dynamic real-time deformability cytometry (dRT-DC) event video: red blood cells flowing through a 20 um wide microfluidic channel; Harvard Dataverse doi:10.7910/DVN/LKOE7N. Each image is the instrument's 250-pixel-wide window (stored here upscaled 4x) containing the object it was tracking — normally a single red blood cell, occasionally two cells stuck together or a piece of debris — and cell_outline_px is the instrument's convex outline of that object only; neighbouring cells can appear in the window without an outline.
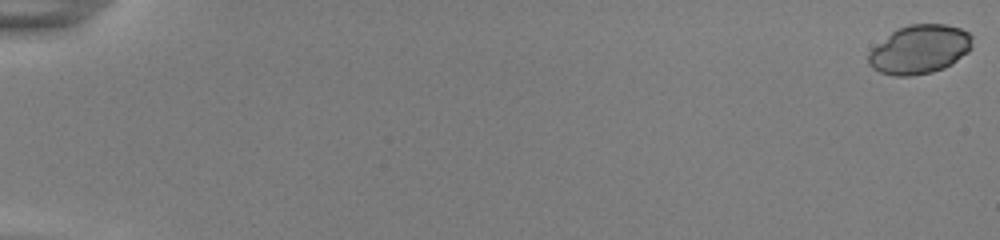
{"species": "common noctule bat (a hibernating species)", "species_latin": "Nyctalus noctula", "temperature_condition": "room temperature", "stored_images_in_passage": 55, "camera_frame_rate_fps": 3000, "um_per_image_px": 0.085, "animal": {"sex": "female", "body_mass_g": 22.0, "forearm_length_mm": 56.7}, "frame": {"image": 1, "passage_image": 1, "time_ms": 0.0, "image_size_px": [1000, 240], "cell_outline_px": [[972, 48], [968, 52], [952, 64], [944, 68], [932, 72], [912, 76], [896, 76], [880, 72], [872, 68], [868, 64], [868, 52], [872, 48], [896, 28], [908, 24], [944, 24], [960, 28], [968, 32], [972, 36]], "centroid_in_image_um": [78.16, 4.2], "position_along_channel_um": 6.8, "area_um2": 29.77}}